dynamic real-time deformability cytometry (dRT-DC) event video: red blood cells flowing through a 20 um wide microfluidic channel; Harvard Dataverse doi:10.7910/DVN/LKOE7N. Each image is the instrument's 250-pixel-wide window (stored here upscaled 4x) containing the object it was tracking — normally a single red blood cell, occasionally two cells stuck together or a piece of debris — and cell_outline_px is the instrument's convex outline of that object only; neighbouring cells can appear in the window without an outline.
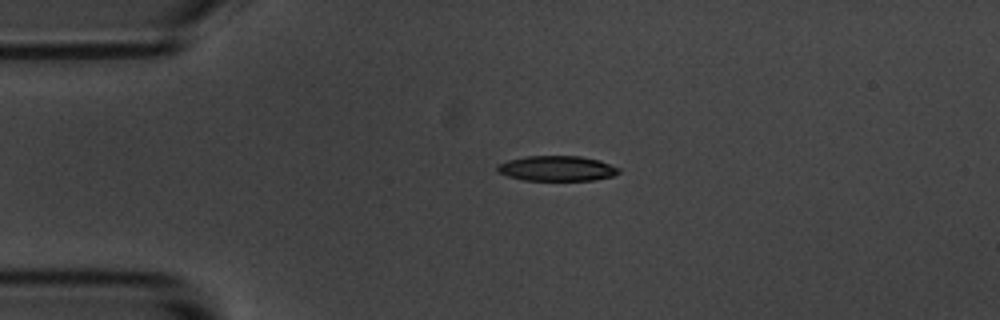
{"species": "common noctule bat (a hibernating species)", "species_latin": "Nyctalus noctula", "temperature_condition": "room temperature", "stored_images_in_passage": 45, "camera_frame_rate_fps": 3000, "um_per_image_px": 0.085, "animal": {"sex": "male", "body_mass_g": 20.1, "forearm_length_mm": 53.5}, "frame": {"image": 1, "passage_image": 1, "time_ms": 0.0, "image_size_px": [1000, 320], "cell_outline_px": [[620, 172], [612, 176], [592, 180], [524, 180], [508, 176], [496, 172], [496, 164], [508, 160], [524, 156], [580, 156], [600, 160], [620, 168]], "centroid_in_image_um": [47.3, 14.31], "position_along_channel_um": 37.7, "area_um2": 17.92}}
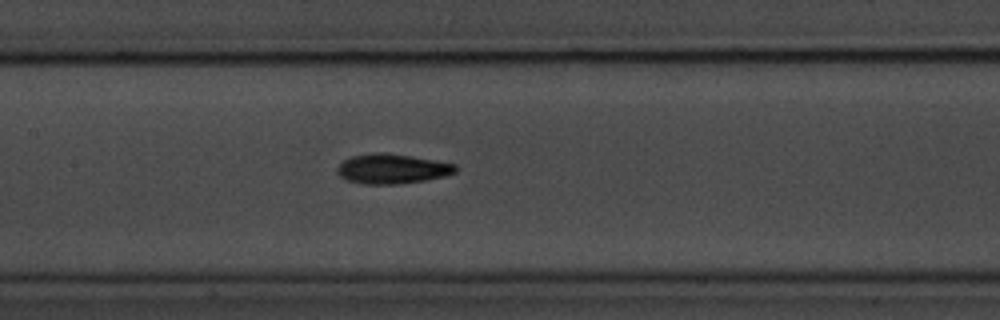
{"frame": {"image": 2, "passage_image": 15, "time_ms": 4.667, "image_size_px": [1000, 320], "cell_outline_px": [[456, 172], [444, 176], [424, 180], [396, 184], [364, 184], [348, 180], [340, 176], [336, 172], [336, 168], [344, 160], [352, 156], [376, 152], [384, 152], [412, 156], [436, 160], [456, 164]], "centroid_in_image_um": [33.32, 14.34], "position_along_channel_um": 174.1, "area_um2": 20.46}}
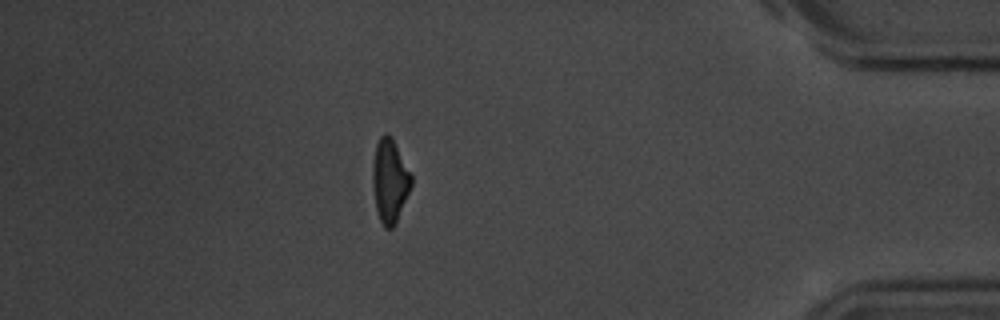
{"frame": {"image": 3, "passage_image": 38, "time_ms": 12.333, "image_size_px": [1000, 320], "cell_outline_px": [[412, 184], [396, 224], [392, 228], [384, 228], [380, 220], [376, 208], [372, 184], [372, 164], [376, 144], [380, 136], [384, 132], [392, 140], [412, 176]], "centroid_in_image_um": [33.11, 15.41], "position_along_channel_um": 402.1, "area_um2": 18.55}, "authors_computed_cell_mechanics": {"area_um2": 19.074, "velocity_mm_per_s": 3.5401, "shape_relaxation_time_tau1_ms": 3.1777, "shape_relaxation_time_tau2_ms": 9.5115, "deformation_change_tau1": 0.1605, "deformation_change_tau2": 0.1777}}